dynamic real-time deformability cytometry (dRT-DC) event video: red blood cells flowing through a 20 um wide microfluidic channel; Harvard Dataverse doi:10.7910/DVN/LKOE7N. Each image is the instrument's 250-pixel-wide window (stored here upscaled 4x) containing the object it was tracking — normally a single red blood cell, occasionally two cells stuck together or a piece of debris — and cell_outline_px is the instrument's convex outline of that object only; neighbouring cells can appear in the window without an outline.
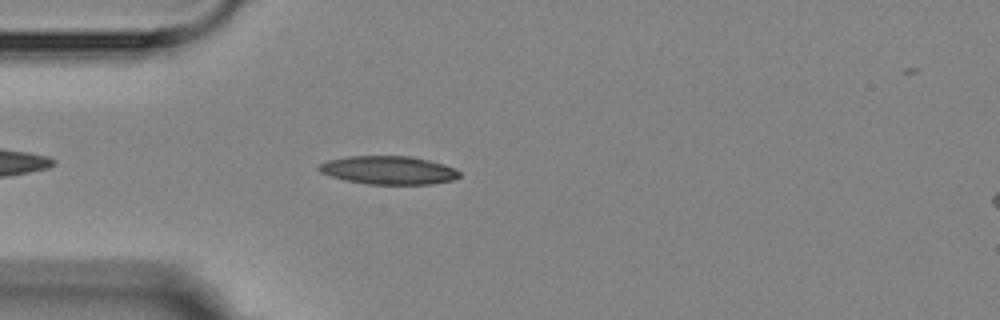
{"species": "Egyptian fruit bat (a non-hibernating species)", "species_latin": "Rousettus aegyptiacus", "temperature_condition": "room temperature", "stored_images_in_passage": 4, "camera_frame_rate_fps": 3000, "um_per_image_px": 0.085, "animal": {"sex": "female"}, "frame": {"image": 1, "passage_image": 3, "time_ms": 2.667, "image_size_px": [1000, 320], "cell_outline_px": [[460, 176], [452, 180], [432, 184], [368, 184], [344, 180], [320, 172], [316, 168], [320, 164], [328, 160], [348, 156], [408, 156], [428, 160], [444, 164], [460, 172]], "centroid_in_image_um": [33.0, 14.46], "position_along_channel_um": 52.0, "area_um2": 23.06}}